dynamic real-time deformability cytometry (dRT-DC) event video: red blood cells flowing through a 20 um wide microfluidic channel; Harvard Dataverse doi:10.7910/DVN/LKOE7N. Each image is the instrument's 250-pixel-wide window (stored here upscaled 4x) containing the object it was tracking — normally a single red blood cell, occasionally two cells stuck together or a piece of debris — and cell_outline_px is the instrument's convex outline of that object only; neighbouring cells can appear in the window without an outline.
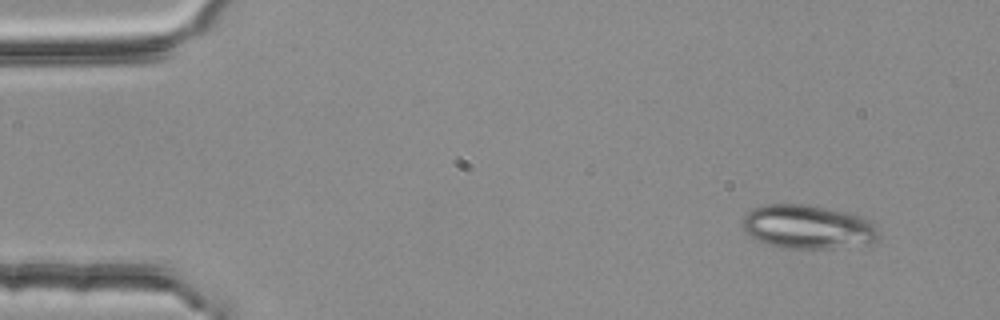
{"species": "common noctule bat (a hibernating species)", "species_latin": "Nyctalus noctula", "temperature_condition": "room temperature", "stored_images_in_passage": 3, "camera_frame_rate_fps": 3000, "um_per_image_px": 0.085, "animal": {"sex": "female", "body_mass_g": 25.1}, "frame": {"image": 1, "passage_image": 1, "time_ms": 0.0, "image_size_px": [1000, 320], "cell_outline_px": [[880, 236], [876, 240], [868, 244], [832, 248], [784, 248], [768, 244], [756, 240], [748, 236], [744, 232], [744, 216], [752, 208], [764, 204], [804, 204], [844, 212], [860, 216], [868, 220], [880, 232]], "centroid_in_image_um": [68.64, 19.29], "position_along_channel_um": 16.4, "area_um2": 34.68}}